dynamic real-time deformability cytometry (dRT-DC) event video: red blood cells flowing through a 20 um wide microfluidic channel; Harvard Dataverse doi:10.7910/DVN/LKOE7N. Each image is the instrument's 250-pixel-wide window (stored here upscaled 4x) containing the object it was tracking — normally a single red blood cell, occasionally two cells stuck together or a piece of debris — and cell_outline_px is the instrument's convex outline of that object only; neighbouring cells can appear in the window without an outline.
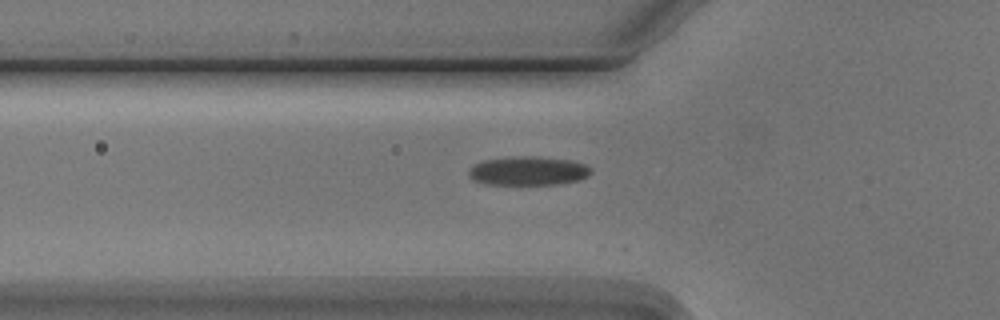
{"species": "Egyptian fruit bat (a non-hibernating species)", "species_latin": "Rousettus aegyptiacus", "temperature_condition": "cold", "stored_images_in_passage": 3, "camera_frame_rate_fps": 3000, "um_per_image_px": 0.085, "animal": {"sex": "male"}, "frame": {"image": 1, "passage_image": 3, "time_ms": 2.333, "image_size_px": [1000, 320], "cell_outline_px": [[592, 172], [588, 176], [580, 180], [556, 184], [484, 184], [472, 180], [468, 176], [468, 168], [472, 164], [484, 160], [520, 156], [536, 156], [572, 160], [584, 164], [592, 168]], "centroid_in_image_um": [44.87, 14.52], "position_along_channel_um": 80.9, "area_um2": 20.81}}